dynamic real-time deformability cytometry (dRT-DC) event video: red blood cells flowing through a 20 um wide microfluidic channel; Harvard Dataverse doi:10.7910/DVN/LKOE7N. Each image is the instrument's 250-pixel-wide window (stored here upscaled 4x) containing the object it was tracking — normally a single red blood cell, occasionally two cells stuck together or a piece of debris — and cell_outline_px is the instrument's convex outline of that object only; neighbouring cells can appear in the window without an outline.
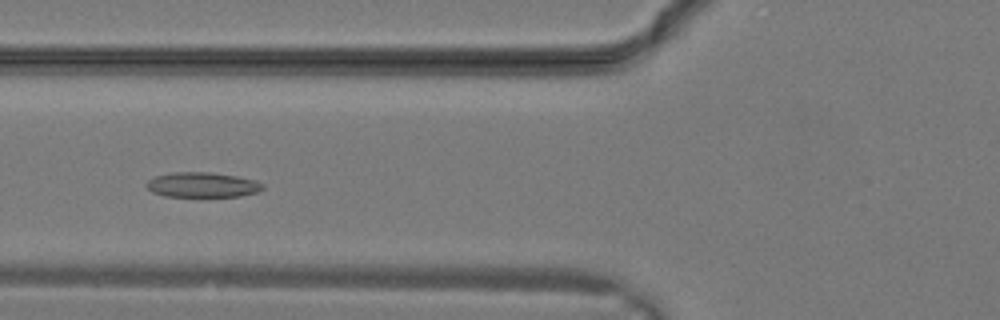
{"species": "common noctule bat (a hibernating species)", "species_latin": "Nyctalus noctula", "temperature_condition": "warm", "stored_images_in_passage": 28, "camera_frame_rate_fps": 3000, "um_per_image_px": 0.085, "animal": {"sex": "male", "body_mass_g": 19.2, "forearm_length_mm": 51.8}, "frame": {"image": 1, "passage_image": 10, "time_ms": 3.0, "image_size_px": [1000, 320], "cell_outline_px": [[264, 188], [260, 192], [240, 196], [164, 196], [152, 192], [144, 184], [148, 180], [156, 176], [172, 172], [212, 172], [236, 176], [256, 180], [264, 184]], "centroid_in_image_um": [17.22, 15.7], "position_along_channel_um": 108.6, "area_um2": 17.05}}
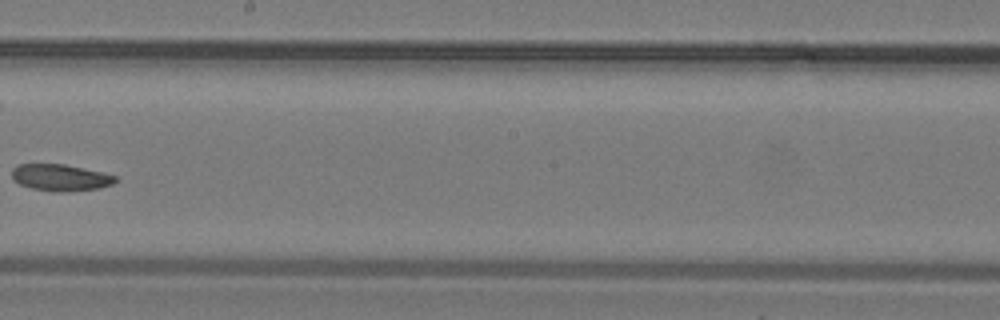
{"frame": {"image": 2, "passage_image": 16, "time_ms": 5.0, "image_size_px": [1000, 320], "cell_outline_px": [[116, 180], [112, 184], [100, 188], [68, 192], [52, 192], [32, 188], [20, 184], [12, 180], [12, 168], [16, 164], [64, 164], [100, 172], [116, 176]], "centroid_in_image_um": [5.09, 15.1], "position_along_channel_um": 243.1, "area_um2": 16.13}}
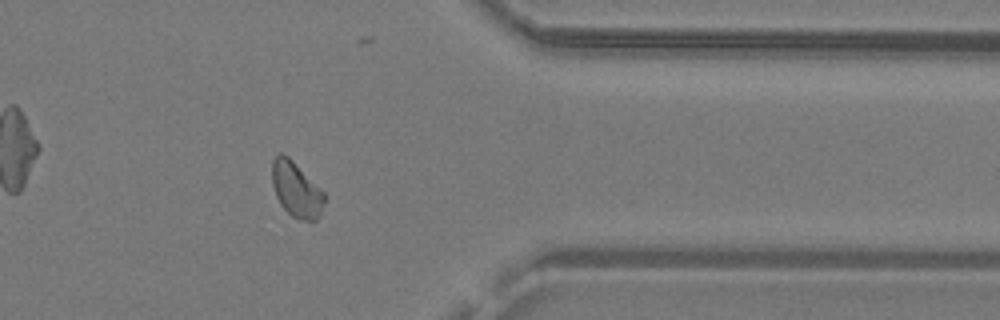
{"frame": {"image": 3, "passage_image": 23, "time_ms": 7.333, "image_size_px": [1000, 320], "cell_outline_px": [[324, 204], [320, 216], [316, 220], [300, 220], [292, 216], [280, 204], [276, 196], [272, 184], [272, 160], [280, 152], [288, 156], [324, 192]], "centroid_in_image_um": [25.17, 16.12], "position_along_channel_um": 386.2, "area_um2": 16.7}}